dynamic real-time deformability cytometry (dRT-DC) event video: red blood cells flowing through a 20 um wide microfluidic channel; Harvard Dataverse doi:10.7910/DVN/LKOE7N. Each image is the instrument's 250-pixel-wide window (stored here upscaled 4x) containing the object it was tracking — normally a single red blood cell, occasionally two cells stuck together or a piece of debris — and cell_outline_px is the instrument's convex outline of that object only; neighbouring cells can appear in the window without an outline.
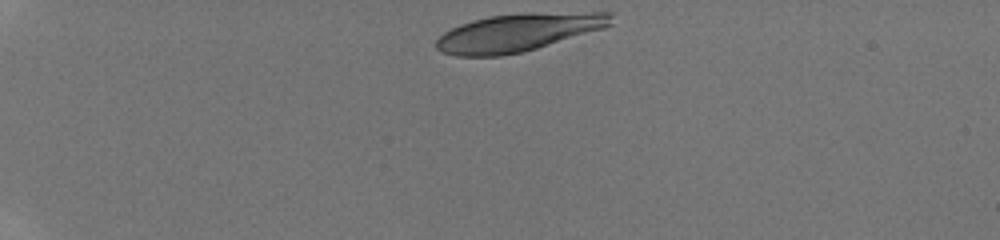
{"species": "human", "species_latin": "Homo sapiens", "temperature_condition": "room temperature", "stored_images_in_passage": 6, "camera_frame_rate_fps": 3000, "um_per_image_px": 0.085, "donor": {"sex": "male"}, "frame": {"image": 1, "passage_image": 1, "time_ms": 0.0, "image_size_px": [1000, 240], "cell_outline_px": [[612, 24], [604, 28], [536, 48], [520, 52], [500, 56], [456, 56], [440, 52], [436, 48], [436, 40], [444, 32], [460, 24], [472, 20], [488, 16], [524, 12], [612, 12]], "centroid_in_image_um": [44.03, 2.74], "position_along_channel_um": 41.0, "area_um2": 38.67}}
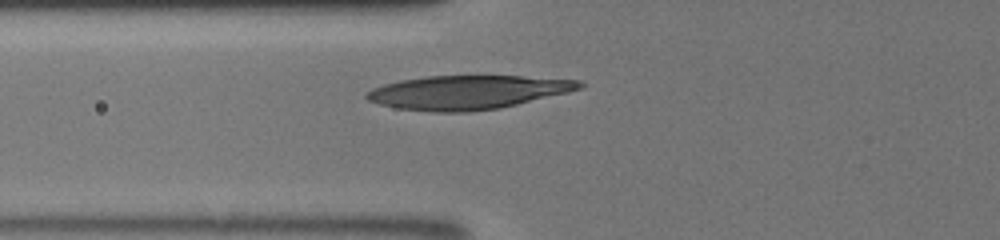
{"frame": {"image": 2, "passage_image": 6, "time_ms": 3.0, "image_size_px": [1000, 240], "cell_outline_px": [[584, 88], [568, 92], [500, 108], [468, 112], [432, 112], [396, 108], [380, 104], [368, 100], [364, 96], [372, 88], [384, 84], [400, 80], [428, 76], [524, 76], [580, 80], [584, 84]], "centroid_in_image_um": [39.76, 7.84], "position_along_channel_um": 86.0, "area_um2": 41.96}}